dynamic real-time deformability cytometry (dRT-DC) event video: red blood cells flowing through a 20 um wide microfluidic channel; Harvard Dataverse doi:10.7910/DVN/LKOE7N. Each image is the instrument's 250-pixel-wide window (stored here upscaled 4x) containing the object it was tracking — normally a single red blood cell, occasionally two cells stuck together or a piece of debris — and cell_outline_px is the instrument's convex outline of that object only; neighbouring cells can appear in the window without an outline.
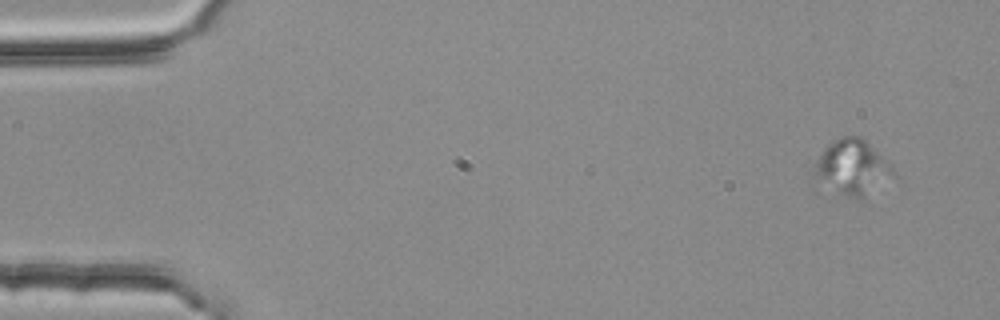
{"species": "common noctule bat (a hibernating species)", "species_latin": "Nyctalus noctula", "temperature_condition": "room temperature", "stored_images_in_passage": 4, "camera_frame_rate_fps": 3000, "um_per_image_px": 0.085, "animal": {"sex": "female", "body_mass_g": 25.1}, "frame": {"image": 1, "passage_image": 1, "time_ms": 0.0, "image_size_px": [1000, 320], "cell_outline_px": [[892, 172], [860, 200], [844, 196], [812, 172], [816, 160], [824, 148], [828, 144], [844, 136], [860, 136], [892, 168]], "centroid_in_image_um": [72.36, 14.19], "position_along_channel_um": 12.6, "area_um2": 23.47}}
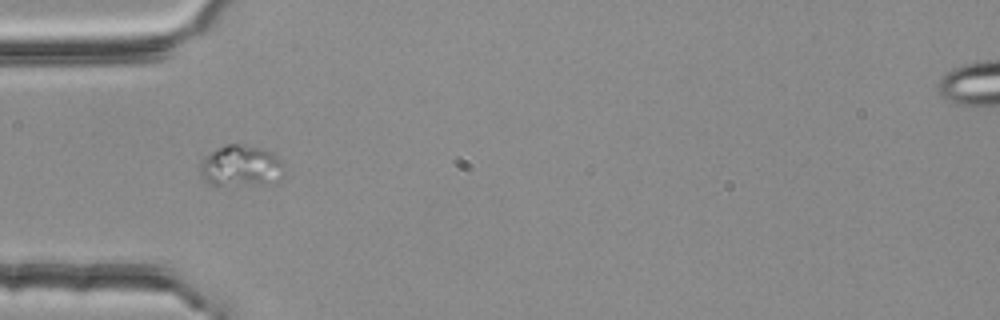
{"frame": {"image": 2, "passage_image": 4, "time_ms": 1.0, "image_size_px": [1000, 320], "cell_outline_px": [[284, 164], [276, 180], [264, 184], [212, 184], [204, 180], [200, 176], [204, 156], [228, 144], [244, 144], [260, 148], [272, 152]], "centroid_in_image_um": [20.46, 14.08], "position_along_channel_um": 64.5, "area_um2": 19.48}}